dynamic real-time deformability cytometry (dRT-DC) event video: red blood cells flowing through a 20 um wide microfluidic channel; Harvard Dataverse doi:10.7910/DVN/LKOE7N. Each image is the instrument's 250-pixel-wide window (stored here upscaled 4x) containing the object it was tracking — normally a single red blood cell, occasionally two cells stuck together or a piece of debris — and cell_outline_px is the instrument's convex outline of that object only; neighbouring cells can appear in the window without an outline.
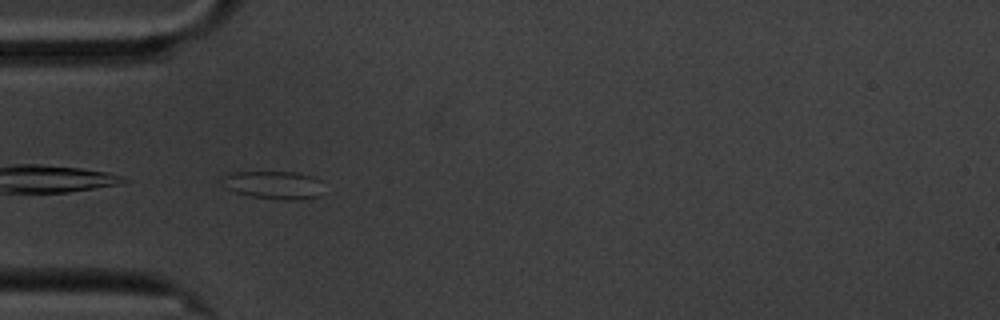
{"species": "common noctule bat (a hibernating species)", "species_latin": "Nyctalus noctula", "temperature_condition": "cold", "stored_images_in_passage": 39, "camera_frame_rate_fps": 3000, "um_per_image_px": 0.085, "animal": {"sex": "male", "body_mass_g": 20.1, "forearm_length_mm": 53.5}, "frame": {"image": 1, "passage_image": 1, "time_ms": 0.0, "image_size_px": [1000, 320], "cell_outline_px": [[320, 196], [300, 200], [284, 200], [252, 196], [236, 192], [228, 188], [224, 176], [232, 172], [292, 172], [312, 176], [320, 180]], "centroid_in_image_um": [23.33, 15.73], "position_along_channel_um": 61.7, "area_um2": 16.13}}
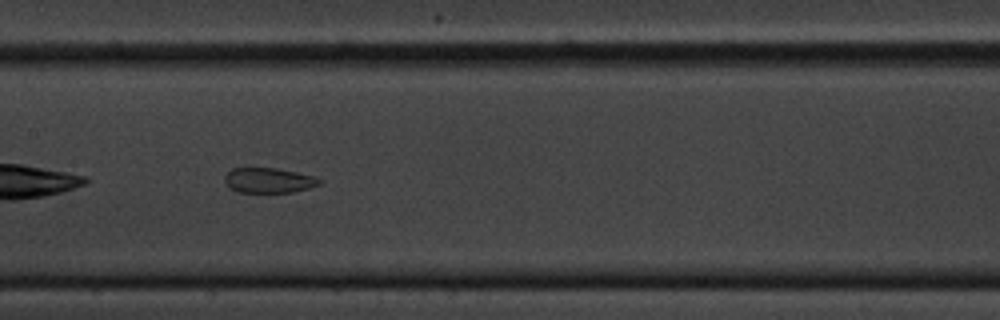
{"frame": {"image": 2, "passage_image": 12, "time_ms": 3.667, "image_size_px": [1000, 320], "cell_outline_px": [[320, 184], [308, 188], [292, 192], [236, 192], [228, 188], [224, 180], [224, 176], [232, 168], [276, 168], [316, 176], [320, 180]], "centroid_in_image_um": [22.8, 15.33], "position_along_channel_um": 184.6, "area_um2": 13.87}}
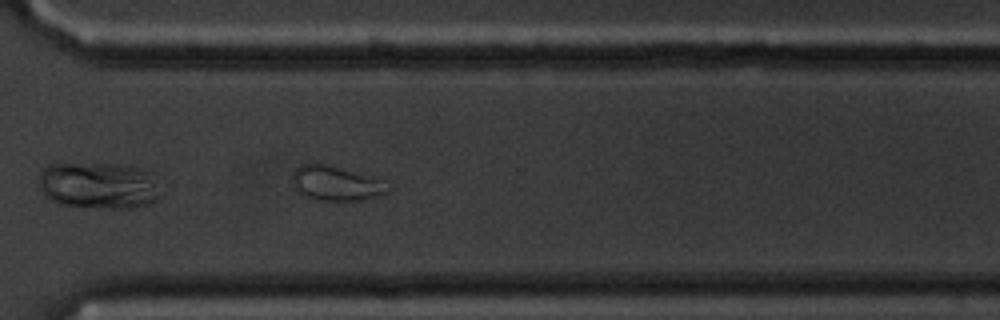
{"frame": {"image": 3, "passage_image": 26, "time_ms": 8.333, "image_size_px": [1000, 320], "cell_outline_px": [[392, 188], [388, 192], [360, 200], [320, 200], [308, 196], [300, 192], [292, 184], [292, 172], [300, 164], [324, 164], [380, 180]], "centroid_in_image_um": [28.51, 15.59], "position_along_channel_um": 342.1, "area_um2": 18.5}, "authors_computed_cell_mechanics": {"area_um2": 15.3748, "velocity_mm_per_s": 3.3869, "shape_relaxation_time_tau1_ms": null, "shape_relaxation_time_tau2_ms": 1.6541, "deformation_change_tau1": null, "deformation_change_tau2": 0.0713}}